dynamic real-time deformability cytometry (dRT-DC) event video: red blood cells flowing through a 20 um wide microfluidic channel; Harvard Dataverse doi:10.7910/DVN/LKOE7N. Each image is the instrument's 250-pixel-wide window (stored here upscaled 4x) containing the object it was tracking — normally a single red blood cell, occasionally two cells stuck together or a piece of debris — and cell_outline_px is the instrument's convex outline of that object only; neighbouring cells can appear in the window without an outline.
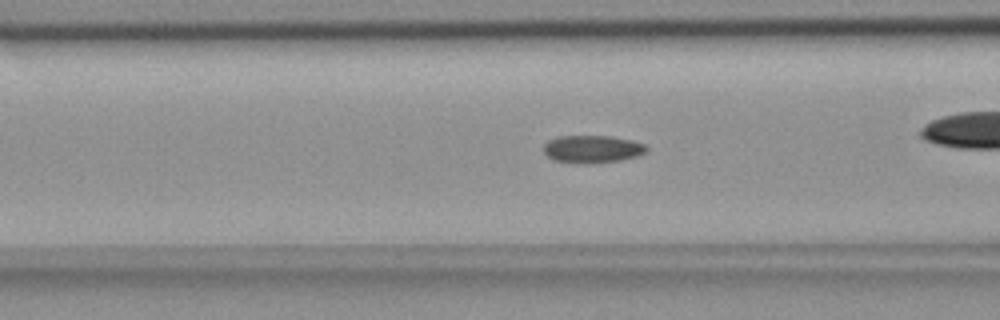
{"species": "common noctule bat (a hibernating species)", "species_latin": "Nyctalus noctula", "temperature_condition": "room temperature", "stored_images_in_passage": 44, "camera_frame_rate_fps": 3000, "um_per_image_px": 0.085, "animal": {"sex": "female", "body_mass_g": 18.4}, "frame": {"image": 1, "passage_image": 9, "time_ms": 2.667, "image_size_px": [1000, 320], "cell_outline_px": [[648, 148], [644, 152], [636, 156], [620, 160], [588, 164], [576, 164], [552, 160], [544, 152], [544, 144], [548, 140], [556, 136], [612, 136], [632, 140], [644, 144]], "centroid_in_image_um": [50.3, 12.67], "position_along_channel_um": 116.3, "area_um2": 16.7}}
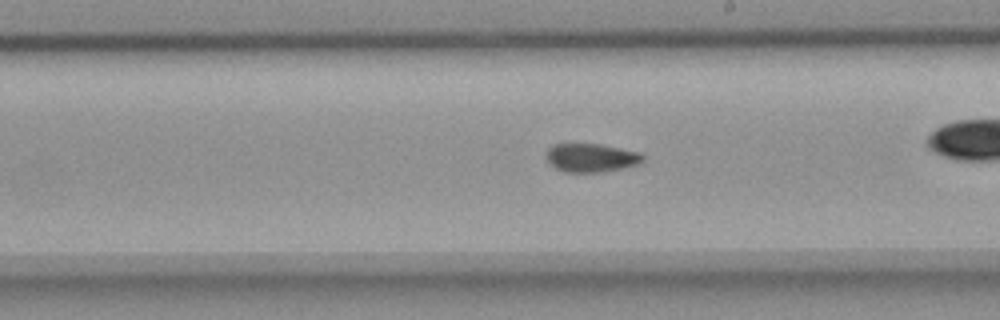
{"frame": {"image": 2, "passage_image": 19, "time_ms": 6.0, "image_size_px": [1000, 320], "cell_outline_px": [[644, 160], [640, 164], [604, 172], [564, 172], [556, 168], [544, 156], [548, 148], [552, 144], [600, 144], [640, 152], [644, 156]], "centroid_in_image_um": [50.26, 13.41], "position_along_channel_um": 238.7, "area_um2": 16.18}}
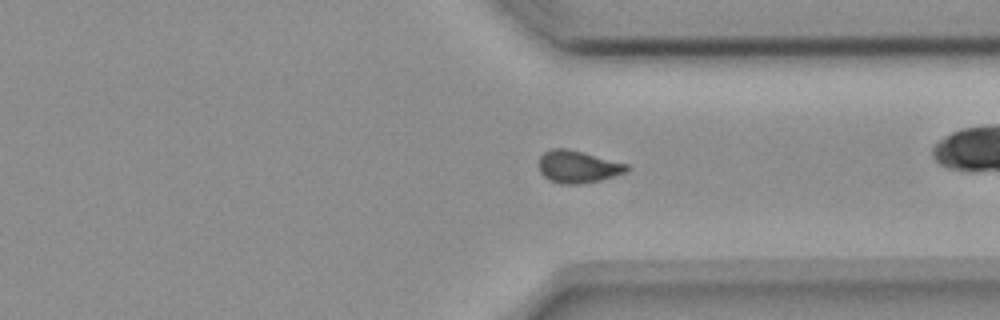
{"frame": {"image": 3, "passage_image": 29, "time_ms": 9.333, "image_size_px": [1000, 320], "cell_outline_px": [[628, 168], [624, 172], [600, 180], [580, 184], [560, 184], [548, 180], [540, 172], [540, 156], [544, 152], [552, 148], [568, 148], [628, 164]], "centroid_in_image_um": [49.08, 14.17], "position_along_channel_um": 362.3, "area_um2": 16.42}, "authors_computed_cell_mechanics": {"area_um2": 16.2996, "velocity_mm_per_s": 3.6952, "shape_relaxation_time_tau1_ms": null, "shape_relaxation_time_tau2_ms": 3.7059, "deformation_change_tau1": null, "deformation_change_tau2": 0.0828}}